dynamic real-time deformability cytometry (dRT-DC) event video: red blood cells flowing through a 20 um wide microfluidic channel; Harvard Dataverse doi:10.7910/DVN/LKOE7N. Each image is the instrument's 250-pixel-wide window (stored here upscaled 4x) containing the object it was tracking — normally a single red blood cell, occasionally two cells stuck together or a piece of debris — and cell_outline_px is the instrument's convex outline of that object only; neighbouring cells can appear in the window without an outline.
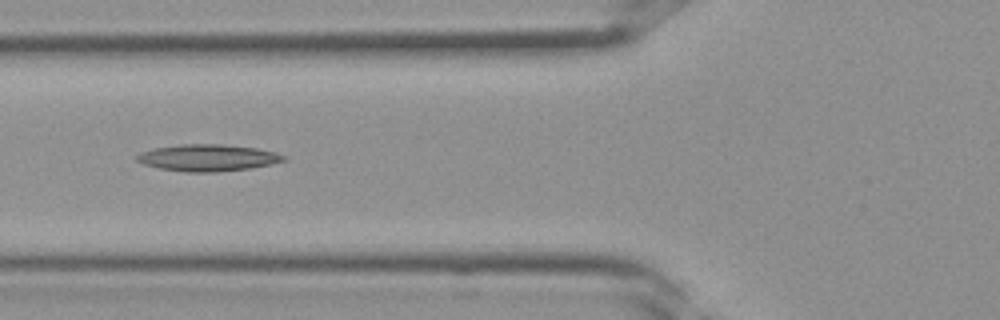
{"species": "Egyptian fruit bat (a non-hibernating species)", "species_latin": "Rousettus aegyptiacus", "temperature_condition": "room temperature", "stored_images_in_passage": 21, "camera_frame_rate_fps": 3000, "um_per_image_px": 0.085, "frame": {"image": 1, "passage_image": 7, "time_ms": 2.0, "image_size_px": [1000, 320], "cell_outline_px": [[288, 160], [272, 164], [252, 168], [216, 172], [188, 172], [156, 168], [144, 164], [136, 160], [136, 156], [140, 152], [156, 148], [180, 144], [224, 144], [256, 148], [276, 152], [288, 156]], "centroid_in_image_um": [17.71, 13.41], "position_along_channel_um": 108.1, "area_um2": 23.12}}
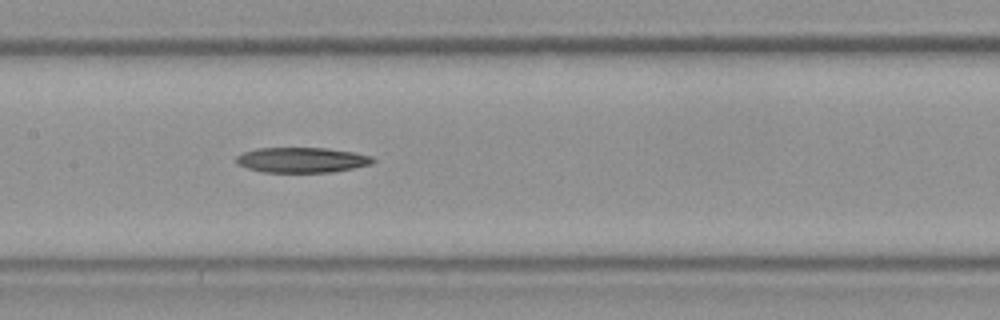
{"frame": {"image": 2, "passage_image": 11, "time_ms": 3.333, "image_size_px": [1000, 320], "cell_outline_px": [[376, 160], [372, 164], [332, 172], [264, 172], [248, 168], [236, 164], [236, 156], [244, 152], [256, 148], [324, 148], [352, 152], [372, 156]], "centroid_in_image_um": [25.65, 13.6], "position_along_channel_um": 181.8, "area_um2": 20.0}}
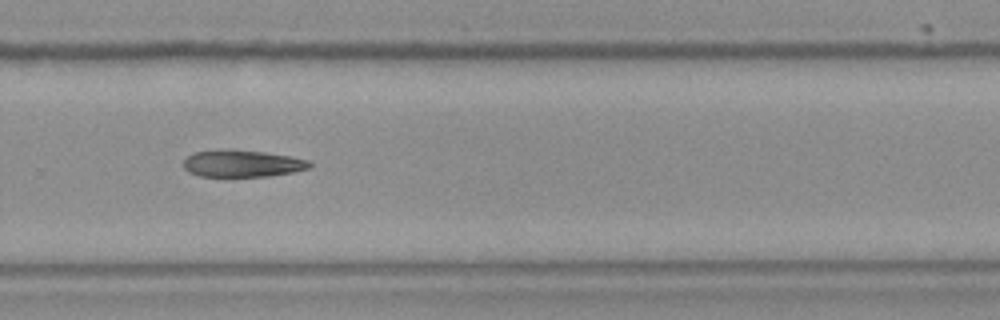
{"frame": {"image": 3, "passage_image": 18, "time_ms": 5.667, "image_size_px": [1000, 320], "cell_outline_px": [[312, 168], [292, 172], [268, 176], [200, 176], [188, 172], [184, 168], [184, 160], [192, 152], [216, 148], [264, 152], [288, 156], [308, 160], [312, 164]], "centroid_in_image_um": [20.55, 13.88], "position_along_channel_um": 309.2, "area_um2": 19.94}}